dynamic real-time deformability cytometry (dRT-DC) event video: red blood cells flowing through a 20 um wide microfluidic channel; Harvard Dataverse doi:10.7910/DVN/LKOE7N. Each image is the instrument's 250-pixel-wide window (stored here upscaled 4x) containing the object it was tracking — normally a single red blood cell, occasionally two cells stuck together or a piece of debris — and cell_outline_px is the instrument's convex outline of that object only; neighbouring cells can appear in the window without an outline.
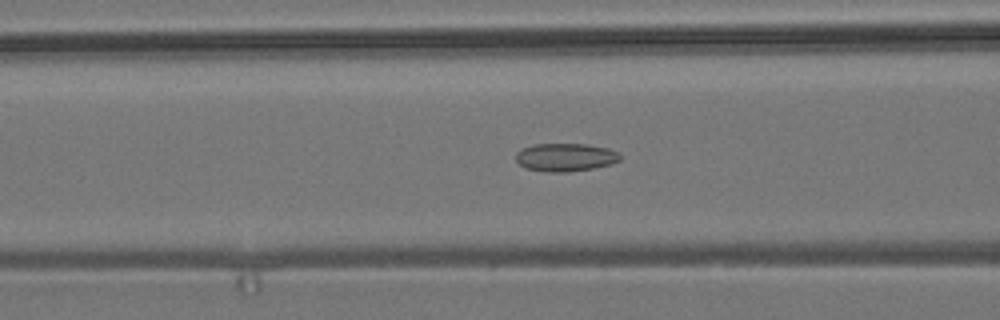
{"species": "common noctule bat (a hibernating species)", "species_latin": "Nyctalus noctula", "temperature_condition": "room temperature", "stored_images_in_passage": 40, "camera_frame_rate_fps": 3000, "um_per_image_px": 0.085, "animal": {"sex": "male", "body_mass_g": 19.2, "forearm_length_mm": 51.8}, "frame": {"image": 1, "passage_image": 6, "time_ms": 1.667, "image_size_px": [1000, 320], "cell_outline_px": [[620, 160], [608, 164], [592, 168], [568, 172], [548, 172], [524, 168], [516, 160], [516, 152], [520, 148], [532, 144], [584, 144], [608, 148], [620, 152]], "centroid_in_image_um": [48.02, 13.36], "position_along_channel_um": 118.6, "area_um2": 17.11}}
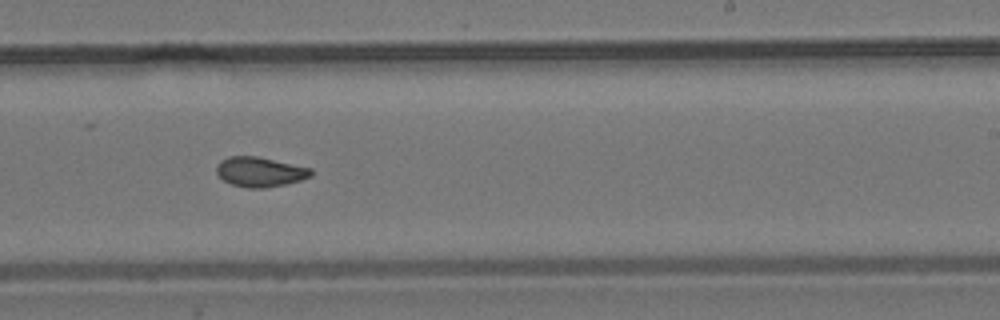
{"frame": {"image": 2, "passage_image": 18, "time_ms": 5.667, "image_size_px": [1000, 320], "cell_outline_px": [[312, 176], [300, 180], [284, 184], [264, 188], [248, 188], [232, 184], [224, 180], [216, 172], [216, 164], [220, 160], [228, 156], [256, 156], [312, 168]], "centroid_in_image_um": [22.08, 14.6], "position_along_channel_um": 266.9, "area_um2": 16.36}}
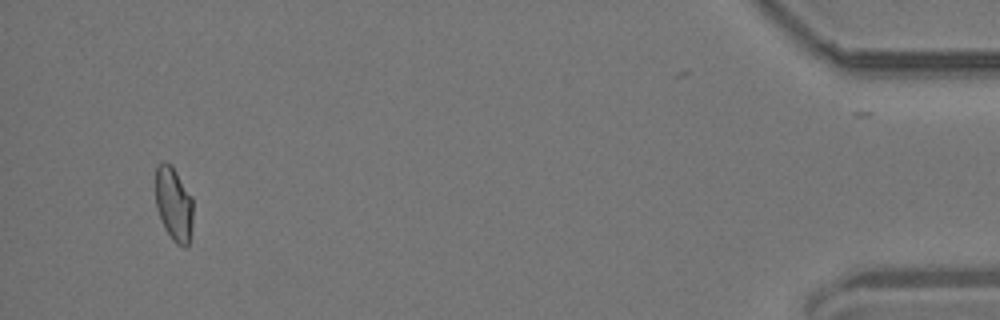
{"frame": {"image": 3, "passage_image": 37, "time_ms": 12.0, "image_size_px": [1000, 320], "cell_outline_px": [[192, 224], [188, 244], [184, 248], [176, 244], [164, 228], [156, 208], [156, 164], [164, 160], [172, 164], [192, 196]], "centroid_in_image_um": [14.76, 17.3], "position_along_channel_um": 420.4, "area_um2": 16.42}, "authors_computed_cell_mechanics": {"area_um2": 16.3574, "velocity_mm_per_s": 3.7182, "shape_relaxation_time_tau1_ms": null, "shape_relaxation_time_tau2_ms": 2.1036, "deformation_change_tau1": null, "deformation_change_tau2": 0.0575}}